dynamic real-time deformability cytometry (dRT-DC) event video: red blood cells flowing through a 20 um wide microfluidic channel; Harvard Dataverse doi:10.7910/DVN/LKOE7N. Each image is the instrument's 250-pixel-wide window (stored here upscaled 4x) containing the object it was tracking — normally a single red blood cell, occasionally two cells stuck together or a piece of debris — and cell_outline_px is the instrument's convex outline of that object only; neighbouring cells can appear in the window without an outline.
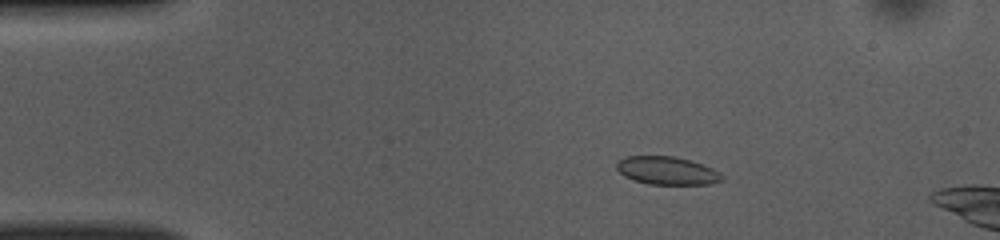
{"species": "common noctule bat (a hibernating species)", "species_latin": "Nyctalus noctula", "temperature_condition": "room temperature", "stored_images_in_passage": 51, "camera_frame_rate_fps": 3000, "um_per_image_px": 0.085, "animal": {"sex": "female", "body_mass_g": 10.0, "forearm_length_mm": 53.1}, "frame": {"image": 1, "passage_image": 9, "time_ms": 2.667, "image_size_px": [1000, 240], "cell_outline_px": [[724, 180], [712, 184], [648, 184], [632, 180], [624, 176], [616, 168], [616, 160], [624, 156], [672, 156], [692, 160], [712, 168], [720, 172], [724, 176]], "centroid_in_image_um": [56.69, 14.5], "position_along_channel_um": 28.3, "area_um2": 17.51}}
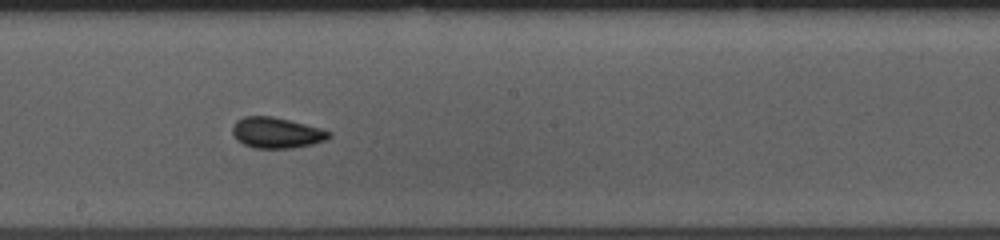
{"frame": {"image": 2, "passage_image": 28, "time_ms": 9.0, "image_size_px": [1000, 240], "cell_outline_px": [[332, 136], [324, 140], [312, 144], [292, 148], [256, 148], [244, 144], [236, 140], [232, 132], [232, 128], [236, 120], [244, 116], [272, 116], [320, 128], [332, 132]], "centroid_in_image_um": [23.48, 11.28], "position_along_channel_um": 224.7, "area_um2": 17.22}}
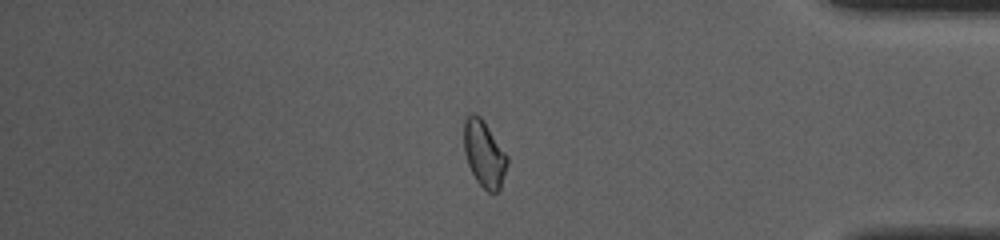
{"frame": {"image": 3, "passage_image": 43, "time_ms": 14.0, "image_size_px": [1000, 240], "cell_outline_px": [[508, 160], [500, 188], [496, 192], [488, 192], [476, 180], [468, 164], [464, 152], [464, 120], [472, 112], [480, 116], [508, 156]], "centroid_in_image_um": [41.14, 13.06], "position_along_channel_um": 394.1, "area_um2": 16.47}, "authors_computed_cell_mechanics": {"area_um2": 17.2244, "velocity_mm_per_s": 3.9422, "shape_relaxation_time_tau1_ms": 3.9222, "shape_relaxation_time_tau2_ms": 1.0394, "deformation_change_tau1": 0.0691, "deformation_change_tau2": 0.0562}}